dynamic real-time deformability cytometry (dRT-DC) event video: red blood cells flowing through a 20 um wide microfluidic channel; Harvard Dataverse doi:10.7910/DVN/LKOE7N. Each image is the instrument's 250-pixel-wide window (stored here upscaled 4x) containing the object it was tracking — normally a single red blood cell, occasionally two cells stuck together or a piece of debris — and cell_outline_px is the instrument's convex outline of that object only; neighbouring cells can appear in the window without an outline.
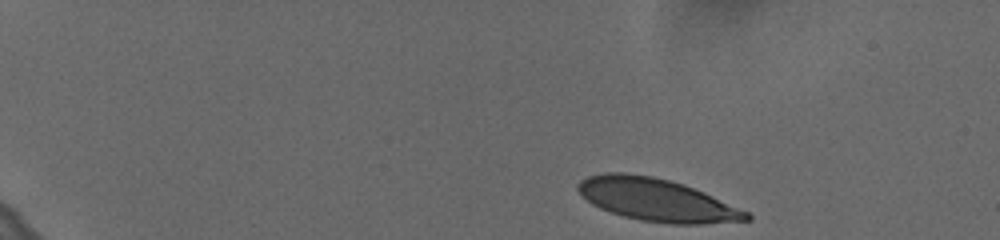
{"species": "human", "species_latin": "Homo sapiens", "temperature_condition": "cold", "stored_images_in_passage": 16, "camera_frame_rate_fps": 3000, "um_per_image_px": 0.085, "donor": {"sex": "female"}, "frame": {"image": 1, "passage_image": 1, "time_ms": 0.0, "image_size_px": [1000, 240], "cell_outline_px": [[752, 220], [704, 224], [672, 224], [640, 220], [624, 216], [600, 208], [592, 204], [576, 188], [576, 184], [580, 180], [588, 176], [604, 172], [624, 172], [652, 176], [684, 184], [704, 192], [748, 212], [752, 216]], "centroid_in_image_um": [55.82, 16.98], "position_along_channel_um": 29.2, "area_um2": 41.73}}
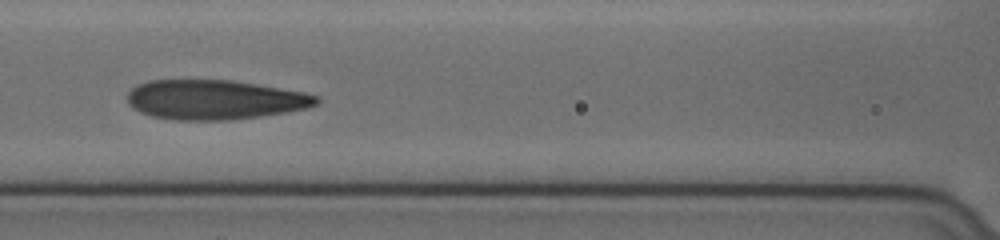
{"frame": {"image": 2, "passage_image": 12, "time_ms": 3.667, "image_size_px": [1000, 240], "cell_outline_px": [[320, 100], [316, 104], [308, 108], [260, 116], [228, 120], [176, 120], [152, 116], [140, 112], [132, 108], [128, 104], [128, 92], [136, 84], [148, 80], [232, 80], [304, 92], [320, 96]], "centroid_in_image_um": [18.23, 8.47], "position_along_channel_um": 148.4, "area_um2": 43.7}}
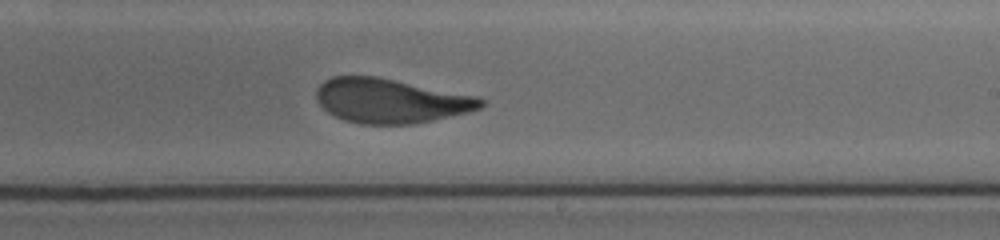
{"frame": {"image": 3, "passage_image": 16, "time_ms": 5.0, "image_size_px": [1000, 240], "cell_outline_px": [[484, 104], [480, 108], [468, 112], [432, 120], [412, 124], [360, 124], [344, 120], [328, 112], [316, 100], [316, 88], [324, 80], [332, 76], [376, 76], [480, 96], [484, 100]], "centroid_in_image_um": [33.2, 8.56], "position_along_channel_um": 255.8, "area_um2": 42.71}}